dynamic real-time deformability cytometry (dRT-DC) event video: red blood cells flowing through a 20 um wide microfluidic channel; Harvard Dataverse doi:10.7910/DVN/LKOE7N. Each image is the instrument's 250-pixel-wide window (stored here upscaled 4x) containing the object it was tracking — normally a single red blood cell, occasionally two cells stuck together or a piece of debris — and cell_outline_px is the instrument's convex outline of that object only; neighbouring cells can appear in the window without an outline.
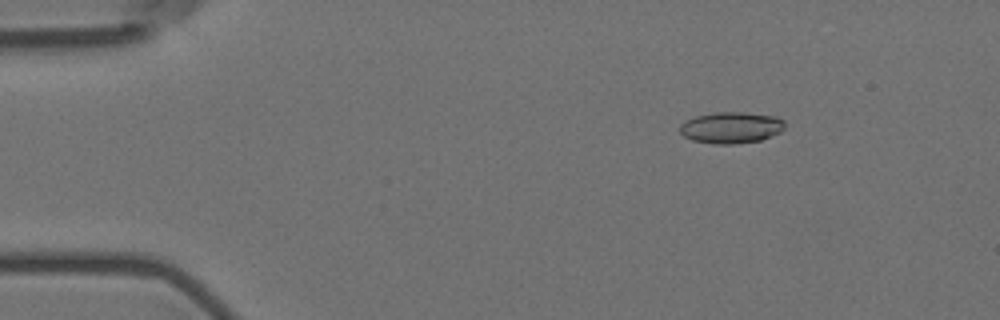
{"species": "Egyptian fruit bat (a non-hibernating species)", "species_latin": "Rousettus aegyptiacus", "temperature_condition": "room temperature", "stored_images_in_passage": 59, "camera_frame_rate_fps": 3000, "um_per_image_px": 0.085, "animal": {"sex": "female"}, "frame": {"image": 1, "passage_image": 9, "time_ms": 2.667, "image_size_px": [1000, 320], "cell_outline_px": [[784, 128], [780, 132], [772, 136], [760, 140], [732, 144], [716, 144], [692, 140], [684, 136], [680, 132], [680, 124], [684, 120], [696, 116], [716, 112], [744, 112], [776, 116], [784, 120]], "centroid_in_image_um": [62.14, 10.84], "position_along_channel_um": 22.9, "area_um2": 19.25}}
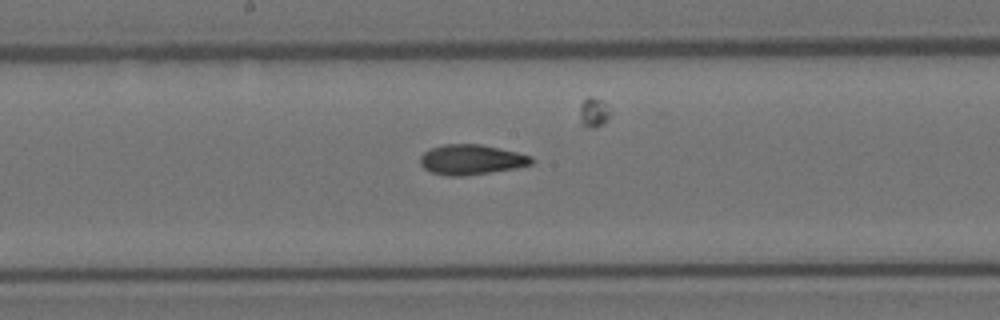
{"frame": {"image": 2, "passage_image": 31, "time_ms": 10.0, "image_size_px": [1000, 320], "cell_outline_px": [[532, 164], [516, 168], [464, 176], [448, 176], [432, 172], [424, 168], [420, 164], [420, 156], [424, 152], [432, 148], [444, 144], [480, 144], [516, 152], [532, 156]], "centroid_in_image_um": [40.04, 13.57], "position_along_channel_um": 208.2, "area_um2": 19.36}}
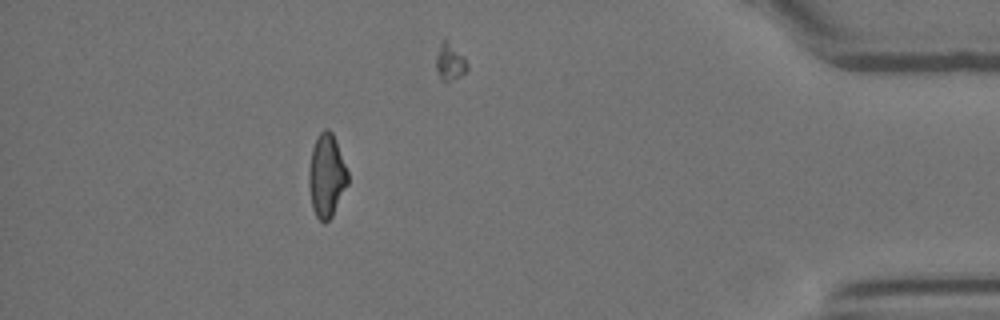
{"frame": {"image": 3, "passage_image": 52, "time_ms": 17.0, "image_size_px": [1000, 320], "cell_outline_px": [[348, 184], [332, 216], [324, 224], [316, 216], [312, 208], [308, 184], [308, 172], [312, 148], [316, 136], [324, 128], [328, 128], [332, 132], [336, 140], [348, 172]], "centroid_in_image_um": [27.75, 14.92], "position_along_channel_um": 407.5, "area_um2": 19.07}, "authors_computed_cell_mechanics": {"area_um2": 19.074, "velocity_mm_per_s": 3.584, "shape_relaxation_time_tau1_ms": 7.9661, "shape_relaxation_time_tau2_ms": 6.613, "deformation_change_tau1": 0.1907, "deformation_change_tau2": 0.1317}}